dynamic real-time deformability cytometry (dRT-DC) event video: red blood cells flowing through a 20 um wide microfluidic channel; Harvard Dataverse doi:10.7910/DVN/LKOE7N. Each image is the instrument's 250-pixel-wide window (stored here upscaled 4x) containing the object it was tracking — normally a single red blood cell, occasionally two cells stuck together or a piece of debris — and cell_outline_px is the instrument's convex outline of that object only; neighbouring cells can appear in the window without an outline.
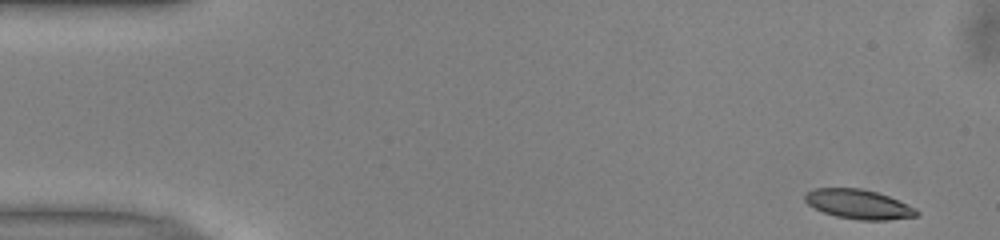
{"species": "common noctule bat (a hibernating species)", "species_latin": "Nyctalus noctula", "temperature_condition": "warm", "stored_images_in_passage": 49, "camera_frame_rate_fps": 3000, "um_per_image_px": 0.085, "animal": {"sex": "male", "body_mass_g": 13.0, "forearm_length_mm": 53.1}, "frame": {"image": 1, "passage_image": 1, "time_ms": 0.0, "image_size_px": [1000, 240], "cell_outline_px": [[920, 212], [916, 216], [888, 220], [860, 220], [836, 216], [824, 212], [808, 204], [804, 200], [804, 196], [812, 188], [860, 188], [876, 192], [888, 196], [916, 208]], "centroid_in_image_um": [72.98, 17.36], "position_along_channel_um": 12.0, "area_um2": 19.02}}
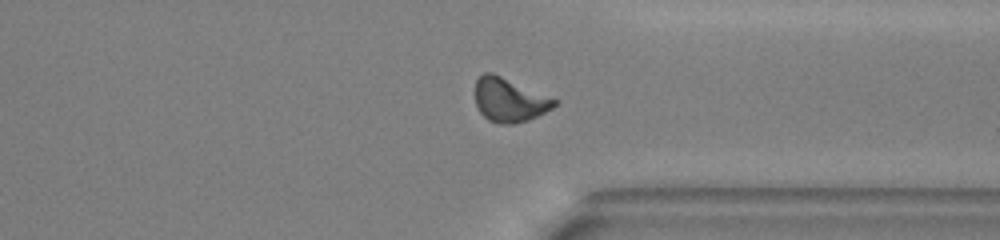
{"frame": {"image": 2, "passage_image": 37, "time_ms": 12.0, "image_size_px": [1000, 240], "cell_outline_px": [[560, 100], [552, 108], [528, 120], [512, 124], [500, 124], [488, 120], [480, 112], [476, 104], [476, 80], [484, 72], [492, 72]], "centroid_in_image_um": [43.31, 8.49], "position_along_channel_um": 368.1, "area_um2": 20.23}}
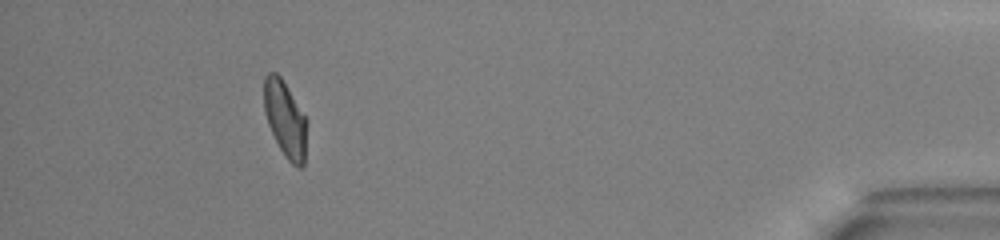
{"frame": {"image": 3, "passage_image": 45, "time_ms": 14.667, "image_size_px": [1000, 240], "cell_outline_px": [[308, 120], [304, 164], [300, 168], [296, 168], [288, 160], [280, 148], [268, 124], [264, 112], [264, 76], [268, 72], [276, 72], [280, 76]], "centroid_in_image_um": [24.26, 10.13], "position_along_channel_um": 410.9, "area_um2": 19.07}, "authors_computed_cell_mechanics": {"area_um2": 19.7676, "velocity_mm_per_s": 3.997, "shape_relaxation_time_tau1_ms": 6.7197, "shape_relaxation_time_tau2_ms": 2.4065, "deformation_change_tau1": 0.17, "deformation_change_tau2": 0.0942}}